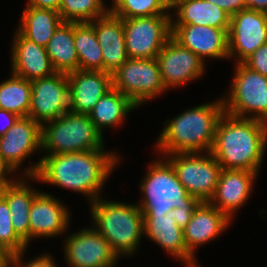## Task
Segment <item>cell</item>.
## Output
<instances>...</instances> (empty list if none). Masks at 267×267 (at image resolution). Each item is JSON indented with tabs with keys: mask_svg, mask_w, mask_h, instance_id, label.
<instances>
[{
	"mask_svg": "<svg viewBox=\"0 0 267 267\" xmlns=\"http://www.w3.org/2000/svg\"><path fill=\"white\" fill-rule=\"evenodd\" d=\"M120 157L103 149L78 153L44 155L27 167L24 177L81 193L91 202L100 198L101 188Z\"/></svg>",
	"mask_w": 267,
	"mask_h": 267,
	"instance_id": "cell-1",
	"label": "cell"
},
{
	"mask_svg": "<svg viewBox=\"0 0 267 267\" xmlns=\"http://www.w3.org/2000/svg\"><path fill=\"white\" fill-rule=\"evenodd\" d=\"M267 146V123L224 112L218 120L210 153L222 169L260 170Z\"/></svg>",
	"mask_w": 267,
	"mask_h": 267,
	"instance_id": "cell-2",
	"label": "cell"
},
{
	"mask_svg": "<svg viewBox=\"0 0 267 267\" xmlns=\"http://www.w3.org/2000/svg\"><path fill=\"white\" fill-rule=\"evenodd\" d=\"M223 99L188 109L172 120H167L157 140L161 154L210 152L215 130L224 114Z\"/></svg>",
	"mask_w": 267,
	"mask_h": 267,
	"instance_id": "cell-3",
	"label": "cell"
},
{
	"mask_svg": "<svg viewBox=\"0 0 267 267\" xmlns=\"http://www.w3.org/2000/svg\"><path fill=\"white\" fill-rule=\"evenodd\" d=\"M93 227L120 257L136 253L144 234L143 214L137 204L107 201L90 202Z\"/></svg>",
	"mask_w": 267,
	"mask_h": 267,
	"instance_id": "cell-4",
	"label": "cell"
},
{
	"mask_svg": "<svg viewBox=\"0 0 267 267\" xmlns=\"http://www.w3.org/2000/svg\"><path fill=\"white\" fill-rule=\"evenodd\" d=\"M149 165L139 187L143 198L137 206L143 215H166L174 208L201 203L188 193L167 159H158Z\"/></svg>",
	"mask_w": 267,
	"mask_h": 267,
	"instance_id": "cell-5",
	"label": "cell"
},
{
	"mask_svg": "<svg viewBox=\"0 0 267 267\" xmlns=\"http://www.w3.org/2000/svg\"><path fill=\"white\" fill-rule=\"evenodd\" d=\"M99 149H104L103 135L88 114L68 111L41 126V150L48 151L46 155Z\"/></svg>",
	"mask_w": 267,
	"mask_h": 267,
	"instance_id": "cell-6",
	"label": "cell"
},
{
	"mask_svg": "<svg viewBox=\"0 0 267 267\" xmlns=\"http://www.w3.org/2000/svg\"><path fill=\"white\" fill-rule=\"evenodd\" d=\"M231 87L222 97L225 113L267 123V77L236 63Z\"/></svg>",
	"mask_w": 267,
	"mask_h": 267,
	"instance_id": "cell-7",
	"label": "cell"
},
{
	"mask_svg": "<svg viewBox=\"0 0 267 267\" xmlns=\"http://www.w3.org/2000/svg\"><path fill=\"white\" fill-rule=\"evenodd\" d=\"M191 196L201 202L213 197L222 170L210 152L173 153L164 155Z\"/></svg>",
	"mask_w": 267,
	"mask_h": 267,
	"instance_id": "cell-8",
	"label": "cell"
},
{
	"mask_svg": "<svg viewBox=\"0 0 267 267\" xmlns=\"http://www.w3.org/2000/svg\"><path fill=\"white\" fill-rule=\"evenodd\" d=\"M171 20V15L122 19L128 58H156L172 37Z\"/></svg>",
	"mask_w": 267,
	"mask_h": 267,
	"instance_id": "cell-9",
	"label": "cell"
},
{
	"mask_svg": "<svg viewBox=\"0 0 267 267\" xmlns=\"http://www.w3.org/2000/svg\"><path fill=\"white\" fill-rule=\"evenodd\" d=\"M112 83L137 106L166 91L156 58L128 59L112 74Z\"/></svg>",
	"mask_w": 267,
	"mask_h": 267,
	"instance_id": "cell-10",
	"label": "cell"
},
{
	"mask_svg": "<svg viewBox=\"0 0 267 267\" xmlns=\"http://www.w3.org/2000/svg\"><path fill=\"white\" fill-rule=\"evenodd\" d=\"M31 87L28 117L41 126L71 110L67 74L56 72L48 77L31 80Z\"/></svg>",
	"mask_w": 267,
	"mask_h": 267,
	"instance_id": "cell-11",
	"label": "cell"
},
{
	"mask_svg": "<svg viewBox=\"0 0 267 267\" xmlns=\"http://www.w3.org/2000/svg\"><path fill=\"white\" fill-rule=\"evenodd\" d=\"M229 58L243 63L267 43V13L243 9L231 16L228 30Z\"/></svg>",
	"mask_w": 267,
	"mask_h": 267,
	"instance_id": "cell-12",
	"label": "cell"
},
{
	"mask_svg": "<svg viewBox=\"0 0 267 267\" xmlns=\"http://www.w3.org/2000/svg\"><path fill=\"white\" fill-rule=\"evenodd\" d=\"M64 241V259L68 267H114L119 260L94 227L72 233Z\"/></svg>",
	"mask_w": 267,
	"mask_h": 267,
	"instance_id": "cell-13",
	"label": "cell"
},
{
	"mask_svg": "<svg viewBox=\"0 0 267 267\" xmlns=\"http://www.w3.org/2000/svg\"><path fill=\"white\" fill-rule=\"evenodd\" d=\"M164 87L167 89L183 86L197 80L204 74L205 61L172 37L156 57Z\"/></svg>",
	"mask_w": 267,
	"mask_h": 267,
	"instance_id": "cell-14",
	"label": "cell"
},
{
	"mask_svg": "<svg viewBox=\"0 0 267 267\" xmlns=\"http://www.w3.org/2000/svg\"><path fill=\"white\" fill-rule=\"evenodd\" d=\"M41 150V125L31 117H20L16 123L0 137V156L14 173L26 158Z\"/></svg>",
	"mask_w": 267,
	"mask_h": 267,
	"instance_id": "cell-15",
	"label": "cell"
},
{
	"mask_svg": "<svg viewBox=\"0 0 267 267\" xmlns=\"http://www.w3.org/2000/svg\"><path fill=\"white\" fill-rule=\"evenodd\" d=\"M228 30L210 26L172 25V38L203 61L206 57L229 59Z\"/></svg>",
	"mask_w": 267,
	"mask_h": 267,
	"instance_id": "cell-16",
	"label": "cell"
},
{
	"mask_svg": "<svg viewBox=\"0 0 267 267\" xmlns=\"http://www.w3.org/2000/svg\"><path fill=\"white\" fill-rule=\"evenodd\" d=\"M256 172L238 169H222L213 197L209 203L231 220L237 209L246 204L252 194Z\"/></svg>",
	"mask_w": 267,
	"mask_h": 267,
	"instance_id": "cell-17",
	"label": "cell"
},
{
	"mask_svg": "<svg viewBox=\"0 0 267 267\" xmlns=\"http://www.w3.org/2000/svg\"><path fill=\"white\" fill-rule=\"evenodd\" d=\"M69 210L54 196L39 192L29 212L30 241L38 237L62 235L70 222Z\"/></svg>",
	"mask_w": 267,
	"mask_h": 267,
	"instance_id": "cell-18",
	"label": "cell"
},
{
	"mask_svg": "<svg viewBox=\"0 0 267 267\" xmlns=\"http://www.w3.org/2000/svg\"><path fill=\"white\" fill-rule=\"evenodd\" d=\"M71 110L89 114L99 99L113 88L112 75L102 70H77L67 74Z\"/></svg>",
	"mask_w": 267,
	"mask_h": 267,
	"instance_id": "cell-19",
	"label": "cell"
},
{
	"mask_svg": "<svg viewBox=\"0 0 267 267\" xmlns=\"http://www.w3.org/2000/svg\"><path fill=\"white\" fill-rule=\"evenodd\" d=\"M11 45L12 74L34 80L56 73L46 52V47L27 39L18 29Z\"/></svg>",
	"mask_w": 267,
	"mask_h": 267,
	"instance_id": "cell-20",
	"label": "cell"
},
{
	"mask_svg": "<svg viewBox=\"0 0 267 267\" xmlns=\"http://www.w3.org/2000/svg\"><path fill=\"white\" fill-rule=\"evenodd\" d=\"M90 23L103 53V71L112 75L129 59L122 18L108 11Z\"/></svg>",
	"mask_w": 267,
	"mask_h": 267,
	"instance_id": "cell-21",
	"label": "cell"
},
{
	"mask_svg": "<svg viewBox=\"0 0 267 267\" xmlns=\"http://www.w3.org/2000/svg\"><path fill=\"white\" fill-rule=\"evenodd\" d=\"M231 219L209 202H201L183 229L187 250L195 256V249L215 239L230 225Z\"/></svg>",
	"mask_w": 267,
	"mask_h": 267,
	"instance_id": "cell-22",
	"label": "cell"
},
{
	"mask_svg": "<svg viewBox=\"0 0 267 267\" xmlns=\"http://www.w3.org/2000/svg\"><path fill=\"white\" fill-rule=\"evenodd\" d=\"M144 234L161 246L176 260H187L194 257L188 250L184 241L183 230L177 225L173 209L166 215H143Z\"/></svg>",
	"mask_w": 267,
	"mask_h": 267,
	"instance_id": "cell-23",
	"label": "cell"
},
{
	"mask_svg": "<svg viewBox=\"0 0 267 267\" xmlns=\"http://www.w3.org/2000/svg\"><path fill=\"white\" fill-rule=\"evenodd\" d=\"M6 183L0 187V195L7 201L11 212V220L16 234L27 244L30 243L29 212L32 201L39 193L32 189L23 177ZM25 179V180H24ZM26 182V183H25Z\"/></svg>",
	"mask_w": 267,
	"mask_h": 267,
	"instance_id": "cell-24",
	"label": "cell"
},
{
	"mask_svg": "<svg viewBox=\"0 0 267 267\" xmlns=\"http://www.w3.org/2000/svg\"><path fill=\"white\" fill-rule=\"evenodd\" d=\"M175 11L172 25L210 26L229 29L231 16L222 8L205 0H176L170 7Z\"/></svg>",
	"mask_w": 267,
	"mask_h": 267,
	"instance_id": "cell-25",
	"label": "cell"
},
{
	"mask_svg": "<svg viewBox=\"0 0 267 267\" xmlns=\"http://www.w3.org/2000/svg\"><path fill=\"white\" fill-rule=\"evenodd\" d=\"M17 28L27 39L46 47L55 30L63 22L58 11L26 6Z\"/></svg>",
	"mask_w": 267,
	"mask_h": 267,
	"instance_id": "cell-26",
	"label": "cell"
},
{
	"mask_svg": "<svg viewBox=\"0 0 267 267\" xmlns=\"http://www.w3.org/2000/svg\"><path fill=\"white\" fill-rule=\"evenodd\" d=\"M137 107L128 96L112 88L99 99L88 116L103 135L104 128L119 126L126 115Z\"/></svg>",
	"mask_w": 267,
	"mask_h": 267,
	"instance_id": "cell-27",
	"label": "cell"
},
{
	"mask_svg": "<svg viewBox=\"0 0 267 267\" xmlns=\"http://www.w3.org/2000/svg\"><path fill=\"white\" fill-rule=\"evenodd\" d=\"M46 52L56 72L68 74L78 70L74 22L61 23L49 40Z\"/></svg>",
	"mask_w": 267,
	"mask_h": 267,
	"instance_id": "cell-28",
	"label": "cell"
},
{
	"mask_svg": "<svg viewBox=\"0 0 267 267\" xmlns=\"http://www.w3.org/2000/svg\"><path fill=\"white\" fill-rule=\"evenodd\" d=\"M74 43L78 55V70L103 71V53L90 22L74 23Z\"/></svg>",
	"mask_w": 267,
	"mask_h": 267,
	"instance_id": "cell-29",
	"label": "cell"
},
{
	"mask_svg": "<svg viewBox=\"0 0 267 267\" xmlns=\"http://www.w3.org/2000/svg\"><path fill=\"white\" fill-rule=\"evenodd\" d=\"M31 95V81L11 73L9 79L0 83V108L28 117Z\"/></svg>",
	"mask_w": 267,
	"mask_h": 267,
	"instance_id": "cell-30",
	"label": "cell"
},
{
	"mask_svg": "<svg viewBox=\"0 0 267 267\" xmlns=\"http://www.w3.org/2000/svg\"><path fill=\"white\" fill-rule=\"evenodd\" d=\"M109 8L104 0H61L59 15L65 22H92L105 15Z\"/></svg>",
	"mask_w": 267,
	"mask_h": 267,
	"instance_id": "cell-31",
	"label": "cell"
},
{
	"mask_svg": "<svg viewBox=\"0 0 267 267\" xmlns=\"http://www.w3.org/2000/svg\"><path fill=\"white\" fill-rule=\"evenodd\" d=\"M109 11L122 19L171 15L170 6L164 0H112Z\"/></svg>",
	"mask_w": 267,
	"mask_h": 267,
	"instance_id": "cell-32",
	"label": "cell"
},
{
	"mask_svg": "<svg viewBox=\"0 0 267 267\" xmlns=\"http://www.w3.org/2000/svg\"><path fill=\"white\" fill-rule=\"evenodd\" d=\"M0 246L13 256L26 251L28 245L16 234L7 201L0 195Z\"/></svg>",
	"mask_w": 267,
	"mask_h": 267,
	"instance_id": "cell-33",
	"label": "cell"
},
{
	"mask_svg": "<svg viewBox=\"0 0 267 267\" xmlns=\"http://www.w3.org/2000/svg\"><path fill=\"white\" fill-rule=\"evenodd\" d=\"M243 64L249 69L267 77V43L257 48Z\"/></svg>",
	"mask_w": 267,
	"mask_h": 267,
	"instance_id": "cell-34",
	"label": "cell"
},
{
	"mask_svg": "<svg viewBox=\"0 0 267 267\" xmlns=\"http://www.w3.org/2000/svg\"><path fill=\"white\" fill-rule=\"evenodd\" d=\"M26 251H23L19 254L11 256V267H57L54 261V257L50 254L40 255L33 260L24 263L22 261V256Z\"/></svg>",
	"mask_w": 267,
	"mask_h": 267,
	"instance_id": "cell-35",
	"label": "cell"
},
{
	"mask_svg": "<svg viewBox=\"0 0 267 267\" xmlns=\"http://www.w3.org/2000/svg\"><path fill=\"white\" fill-rule=\"evenodd\" d=\"M213 5L225 10L230 16L238 13L240 10L246 9L244 0H205Z\"/></svg>",
	"mask_w": 267,
	"mask_h": 267,
	"instance_id": "cell-36",
	"label": "cell"
},
{
	"mask_svg": "<svg viewBox=\"0 0 267 267\" xmlns=\"http://www.w3.org/2000/svg\"><path fill=\"white\" fill-rule=\"evenodd\" d=\"M199 205H186L182 208H174L173 216L177 225L183 230L187 223L191 220L193 212Z\"/></svg>",
	"mask_w": 267,
	"mask_h": 267,
	"instance_id": "cell-37",
	"label": "cell"
},
{
	"mask_svg": "<svg viewBox=\"0 0 267 267\" xmlns=\"http://www.w3.org/2000/svg\"><path fill=\"white\" fill-rule=\"evenodd\" d=\"M0 118H5L6 121L4 126L0 128V137L4 136L5 133L16 123V121L20 118L18 115L6 111L0 108ZM7 119V120H6Z\"/></svg>",
	"mask_w": 267,
	"mask_h": 267,
	"instance_id": "cell-38",
	"label": "cell"
},
{
	"mask_svg": "<svg viewBox=\"0 0 267 267\" xmlns=\"http://www.w3.org/2000/svg\"><path fill=\"white\" fill-rule=\"evenodd\" d=\"M61 0H29L27 6L59 11Z\"/></svg>",
	"mask_w": 267,
	"mask_h": 267,
	"instance_id": "cell-39",
	"label": "cell"
},
{
	"mask_svg": "<svg viewBox=\"0 0 267 267\" xmlns=\"http://www.w3.org/2000/svg\"><path fill=\"white\" fill-rule=\"evenodd\" d=\"M246 8L267 13V0H244Z\"/></svg>",
	"mask_w": 267,
	"mask_h": 267,
	"instance_id": "cell-40",
	"label": "cell"
},
{
	"mask_svg": "<svg viewBox=\"0 0 267 267\" xmlns=\"http://www.w3.org/2000/svg\"><path fill=\"white\" fill-rule=\"evenodd\" d=\"M12 173L13 172L6 166L0 156V187L12 181L10 178V175H13ZM7 174L9 175V178H7Z\"/></svg>",
	"mask_w": 267,
	"mask_h": 267,
	"instance_id": "cell-41",
	"label": "cell"
},
{
	"mask_svg": "<svg viewBox=\"0 0 267 267\" xmlns=\"http://www.w3.org/2000/svg\"><path fill=\"white\" fill-rule=\"evenodd\" d=\"M196 256L189 258L187 260H182V262L185 263V267H201L198 265L197 260L195 258ZM196 263V264H195Z\"/></svg>",
	"mask_w": 267,
	"mask_h": 267,
	"instance_id": "cell-42",
	"label": "cell"
},
{
	"mask_svg": "<svg viewBox=\"0 0 267 267\" xmlns=\"http://www.w3.org/2000/svg\"><path fill=\"white\" fill-rule=\"evenodd\" d=\"M10 258V256L3 250V248L0 246V262L6 261Z\"/></svg>",
	"mask_w": 267,
	"mask_h": 267,
	"instance_id": "cell-43",
	"label": "cell"
},
{
	"mask_svg": "<svg viewBox=\"0 0 267 267\" xmlns=\"http://www.w3.org/2000/svg\"><path fill=\"white\" fill-rule=\"evenodd\" d=\"M0 267H11V256L8 260L0 262Z\"/></svg>",
	"mask_w": 267,
	"mask_h": 267,
	"instance_id": "cell-44",
	"label": "cell"
},
{
	"mask_svg": "<svg viewBox=\"0 0 267 267\" xmlns=\"http://www.w3.org/2000/svg\"><path fill=\"white\" fill-rule=\"evenodd\" d=\"M164 1L171 7L176 0H164Z\"/></svg>",
	"mask_w": 267,
	"mask_h": 267,
	"instance_id": "cell-45",
	"label": "cell"
}]
</instances>
